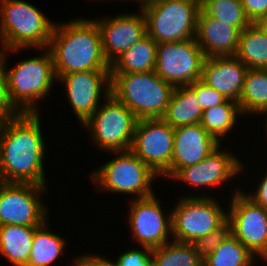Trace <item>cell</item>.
Here are the masks:
<instances>
[{
  "label": "cell",
  "mask_w": 267,
  "mask_h": 266,
  "mask_svg": "<svg viewBox=\"0 0 267 266\" xmlns=\"http://www.w3.org/2000/svg\"><path fill=\"white\" fill-rule=\"evenodd\" d=\"M48 49L56 79L68 73L111 69L103 53L101 33L95 20L76 19L61 26L56 24Z\"/></svg>",
  "instance_id": "7a4b0ae2"
},
{
  "label": "cell",
  "mask_w": 267,
  "mask_h": 266,
  "mask_svg": "<svg viewBox=\"0 0 267 266\" xmlns=\"http://www.w3.org/2000/svg\"><path fill=\"white\" fill-rule=\"evenodd\" d=\"M240 32L233 26L208 17L201 9L197 18L196 42L206 58L235 56Z\"/></svg>",
  "instance_id": "ffe728a7"
},
{
  "label": "cell",
  "mask_w": 267,
  "mask_h": 266,
  "mask_svg": "<svg viewBox=\"0 0 267 266\" xmlns=\"http://www.w3.org/2000/svg\"><path fill=\"white\" fill-rule=\"evenodd\" d=\"M157 43L146 34L111 64L110 73H139L154 70Z\"/></svg>",
  "instance_id": "603a6c76"
},
{
  "label": "cell",
  "mask_w": 267,
  "mask_h": 266,
  "mask_svg": "<svg viewBox=\"0 0 267 266\" xmlns=\"http://www.w3.org/2000/svg\"><path fill=\"white\" fill-rule=\"evenodd\" d=\"M129 218L133 236L142 246L157 248L168 243L172 235V214L163 216L160 202L154 195L132 200ZM170 231V232H169Z\"/></svg>",
  "instance_id": "5bb4252c"
},
{
  "label": "cell",
  "mask_w": 267,
  "mask_h": 266,
  "mask_svg": "<svg viewBox=\"0 0 267 266\" xmlns=\"http://www.w3.org/2000/svg\"><path fill=\"white\" fill-rule=\"evenodd\" d=\"M57 80H62L66 84L68 100L82 125L98 109L101 87L111 91L110 71L68 73L61 75Z\"/></svg>",
  "instance_id": "9a60e30c"
},
{
  "label": "cell",
  "mask_w": 267,
  "mask_h": 266,
  "mask_svg": "<svg viewBox=\"0 0 267 266\" xmlns=\"http://www.w3.org/2000/svg\"><path fill=\"white\" fill-rule=\"evenodd\" d=\"M248 67L236 56L206 58L200 80L222 93L227 99L239 101Z\"/></svg>",
  "instance_id": "ac0fdd59"
},
{
  "label": "cell",
  "mask_w": 267,
  "mask_h": 266,
  "mask_svg": "<svg viewBox=\"0 0 267 266\" xmlns=\"http://www.w3.org/2000/svg\"><path fill=\"white\" fill-rule=\"evenodd\" d=\"M244 12L251 23L267 15V0H241Z\"/></svg>",
  "instance_id": "e575fe53"
},
{
  "label": "cell",
  "mask_w": 267,
  "mask_h": 266,
  "mask_svg": "<svg viewBox=\"0 0 267 266\" xmlns=\"http://www.w3.org/2000/svg\"><path fill=\"white\" fill-rule=\"evenodd\" d=\"M0 35L3 49L48 48L54 23L33 5L21 0H1Z\"/></svg>",
  "instance_id": "277c9868"
},
{
  "label": "cell",
  "mask_w": 267,
  "mask_h": 266,
  "mask_svg": "<svg viewBox=\"0 0 267 266\" xmlns=\"http://www.w3.org/2000/svg\"><path fill=\"white\" fill-rule=\"evenodd\" d=\"M254 254L230 233L221 244L203 259V266H251Z\"/></svg>",
  "instance_id": "4316f807"
},
{
  "label": "cell",
  "mask_w": 267,
  "mask_h": 266,
  "mask_svg": "<svg viewBox=\"0 0 267 266\" xmlns=\"http://www.w3.org/2000/svg\"><path fill=\"white\" fill-rule=\"evenodd\" d=\"M46 223L35 231L27 266H49L63 252L65 240L49 232Z\"/></svg>",
  "instance_id": "484cf974"
},
{
  "label": "cell",
  "mask_w": 267,
  "mask_h": 266,
  "mask_svg": "<svg viewBox=\"0 0 267 266\" xmlns=\"http://www.w3.org/2000/svg\"><path fill=\"white\" fill-rule=\"evenodd\" d=\"M235 56L248 69H267V33L257 23L240 32Z\"/></svg>",
  "instance_id": "cb8c5ba5"
},
{
  "label": "cell",
  "mask_w": 267,
  "mask_h": 266,
  "mask_svg": "<svg viewBox=\"0 0 267 266\" xmlns=\"http://www.w3.org/2000/svg\"><path fill=\"white\" fill-rule=\"evenodd\" d=\"M45 186L0 181V226H41L46 222V208L38 193Z\"/></svg>",
  "instance_id": "7c38bea8"
},
{
  "label": "cell",
  "mask_w": 267,
  "mask_h": 266,
  "mask_svg": "<svg viewBox=\"0 0 267 266\" xmlns=\"http://www.w3.org/2000/svg\"><path fill=\"white\" fill-rule=\"evenodd\" d=\"M153 266H203L193 243L173 241L152 250Z\"/></svg>",
  "instance_id": "83f0119b"
},
{
  "label": "cell",
  "mask_w": 267,
  "mask_h": 266,
  "mask_svg": "<svg viewBox=\"0 0 267 266\" xmlns=\"http://www.w3.org/2000/svg\"><path fill=\"white\" fill-rule=\"evenodd\" d=\"M95 21L100 29L104 56L110 65L147 34L142 10L139 15L123 14Z\"/></svg>",
  "instance_id": "2e32d148"
},
{
  "label": "cell",
  "mask_w": 267,
  "mask_h": 266,
  "mask_svg": "<svg viewBox=\"0 0 267 266\" xmlns=\"http://www.w3.org/2000/svg\"><path fill=\"white\" fill-rule=\"evenodd\" d=\"M254 194V196L248 194V197L267 210V172Z\"/></svg>",
  "instance_id": "8d00e7d4"
},
{
  "label": "cell",
  "mask_w": 267,
  "mask_h": 266,
  "mask_svg": "<svg viewBox=\"0 0 267 266\" xmlns=\"http://www.w3.org/2000/svg\"><path fill=\"white\" fill-rule=\"evenodd\" d=\"M73 266H114L113 262L99 256H82L77 258Z\"/></svg>",
  "instance_id": "d590c367"
},
{
  "label": "cell",
  "mask_w": 267,
  "mask_h": 266,
  "mask_svg": "<svg viewBox=\"0 0 267 266\" xmlns=\"http://www.w3.org/2000/svg\"><path fill=\"white\" fill-rule=\"evenodd\" d=\"M257 24L267 33V15L263 16Z\"/></svg>",
  "instance_id": "74e56055"
},
{
  "label": "cell",
  "mask_w": 267,
  "mask_h": 266,
  "mask_svg": "<svg viewBox=\"0 0 267 266\" xmlns=\"http://www.w3.org/2000/svg\"><path fill=\"white\" fill-rule=\"evenodd\" d=\"M18 114L19 111L15 109L9 100L6 76L0 63V128Z\"/></svg>",
  "instance_id": "836d02e7"
},
{
  "label": "cell",
  "mask_w": 267,
  "mask_h": 266,
  "mask_svg": "<svg viewBox=\"0 0 267 266\" xmlns=\"http://www.w3.org/2000/svg\"><path fill=\"white\" fill-rule=\"evenodd\" d=\"M174 86L154 70L139 73H111V94L140 119L162 118Z\"/></svg>",
  "instance_id": "3957f363"
},
{
  "label": "cell",
  "mask_w": 267,
  "mask_h": 266,
  "mask_svg": "<svg viewBox=\"0 0 267 266\" xmlns=\"http://www.w3.org/2000/svg\"><path fill=\"white\" fill-rule=\"evenodd\" d=\"M200 9L208 17L229 24L239 32L251 24L241 0H200Z\"/></svg>",
  "instance_id": "f546056e"
},
{
  "label": "cell",
  "mask_w": 267,
  "mask_h": 266,
  "mask_svg": "<svg viewBox=\"0 0 267 266\" xmlns=\"http://www.w3.org/2000/svg\"><path fill=\"white\" fill-rule=\"evenodd\" d=\"M146 251L133 249L121 254L114 266H153L152 248L142 246Z\"/></svg>",
  "instance_id": "d6a6232c"
},
{
  "label": "cell",
  "mask_w": 267,
  "mask_h": 266,
  "mask_svg": "<svg viewBox=\"0 0 267 266\" xmlns=\"http://www.w3.org/2000/svg\"><path fill=\"white\" fill-rule=\"evenodd\" d=\"M261 113H267V109H265L264 111H262ZM267 124V123H266ZM266 127H267V125H266Z\"/></svg>",
  "instance_id": "ab89813d"
},
{
  "label": "cell",
  "mask_w": 267,
  "mask_h": 266,
  "mask_svg": "<svg viewBox=\"0 0 267 266\" xmlns=\"http://www.w3.org/2000/svg\"><path fill=\"white\" fill-rule=\"evenodd\" d=\"M230 233L231 225L227 219L219 228L213 230L206 236L200 237L193 244L199 256L205 259L210 253L215 251Z\"/></svg>",
  "instance_id": "4dcf8cb0"
},
{
  "label": "cell",
  "mask_w": 267,
  "mask_h": 266,
  "mask_svg": "<svg viewBox=\"0 0 267 266\" xmlns=\"http://www.w3.org/2000/svg\"><path fill=\"white\" fill-rule=\"evenodd\" d=\"M105 92L102 104L84 123L91 128L92 136L99 147L112 152L130 150L138 119L111 91Z\"/></svg>",
  "instance_id": "52a82bcc"
},
{
  "label": "cell",
  "mask_w": 267,
  "mask_h": 266,
  "mask_svg": "<svg viewBox=\"0 0 267 266\" xmlns=\"http://www.w3.org/2000/svg\"><path fill=\"white\" fill-rule=\"evenodd\" d=\"M231 233L249 251L267 259V210L237 191L228 213Z\"/></svg>",
  "instance_id": "4fadbf2b"
},
{
  "label": "cell",
  "mask_w": 267,
  "mask_h": 266,
  "mask_svg": "<svg viewBox=\"0 0 267 266\" xmlns=\"http://www.w3.org/2000/svg\"><path fill=\"white\" fill-rule=\"evenodd\" d=\"M140 10L146 18L147 34L157 44L196 36L200 0H150Z\"/></svg>",
  "instance_id": "8992f818"
},
{
  "label": "cell",
  "mask_w": 267,
  "mask_h": 266,
  "mask_svg": "<svg viewBox=\"0 0 267 266\" xmlns=\"http://www.w3.org/2000/svg\"><path fill=\"white\" fill-rule=\"evenodd\" d=\"M219 142L200 123L174 128L171 177L180 169L203 161Z\"/></svg>",
  "instance_id": "e0dca14e"
},
{
  "label": "cell",
  "mask_w": 267,
  "mask_h": 266,
  "mask_svg": "<svg viewBox=\"0 0 267 266\" xmlns=\"http://www.w3.org/2000/svg\"><path fill=\"white\" fill-rule=\"evenodd\" d=\"M202 114L195 91L189 85L178 86L174 88L162 119L177 128L200 123Z\"/></svg>",
  "instance_id": "44dd1931"
},
{
  "label": "cell",
  "mask_w": 267,
  "mask_h": 266,
  "mask_svg": "<svg viewBox=\"0 0 267 266\" xmlns=\"http://www.w3.org/2000/svg\"><path fill=\"white\" fill-rule=\"evenodd\" d=\"M174 128L162 118L137 121L130 150L157 175L171 177Z\"/></svg>",
  "instance_id": "8fae6325"
},
{
  "label": "cell",
  "mask_w": 267,
  "mask_h": 266,
  "mask_svg": "<svg viewBox=\"0 0 267 266\" xmlns=\"http://www.w3.org/2000/svg\"><path fill=\"white\" fill-rule=\"evenodd\" d=\"M40 226L1 225L0 253L15 266H27L35 231Z\"/></svg>",
  "instance_id": "7402d4cb"
},
{
  "label": "cell",
  "mask_w": 267,
  "mask_h": 266,
  "mask_svg": "<svg viewBox=\"0 0 267 266\" xmlns=\"http://www.w3.org/2000/svg\"><path fill=\"white\" fill-rule=\"evenodd\" d=\"M38 113H19L0 128V181L45 186V142Z\"/></svg>",
  "instance_id": "6da1fadb"
},
{
  "label": "cell",
  "mask_w": 267,
  "mask_h": 266,
  "mask_svg": "<svg viewBox=\"0 0 267 266\" xmlns=\"http://www.w3.org/2000/svg\"><path fill=\"white\" fill-rule=\"evenodd\" d=\"M117 158L104 164L91 177L100 188L137 195L136 199L154 195L150 189L156 173L142 162L131 150L118 151Z\"/></svg>",
  "instance_id": "ba28073f"
},
{
  "label": "cell",
  "mask_w": 267,
  "mask_h": 266,
  "mask_svg": "<svg viewBox=\"0 0 267 266\" xmlns=\"http://www.w3.org/2000/svg\"><path fill=\"white\" fill-rule=\"evenodd\" d=\"M205 59L195 38L158 43L154 71L174 87L187 86L200 80Z\"/></svg>",
  "instance_id": "30bf717a"
},
{
  "label": "cell",
  "mask_w": 267,
  "mask_h": 266,
  "mask_svg": "<svg viewBox=\"0 0 267 266\" xmlns=\"http://www.w3.org/2000/svg\"><path fill=\"white\" fill-rule=\"evenodd\" d=\"M239 106L243 113H261L267 109V69H248Z\"/></svg>",
  "instance_id": "d4e9b609"
},
{
  "label": "cell",
  "mask_w": 267,
  "mask_h": 266,
  "mask_svg": "<svg viewBox=\"0 0 267 266\" xmlns=\"http://www.w3.org/2000/svg\"><path fill=\"white\" fill-rule=\"evenodd\" d=\"M171 214L174 241L182 243H194L228 219L214 199L201 196L183 198Z\"/></svg>",
  "instance_id": "9c48e42d"
},
{
  "label": "cell",
  "mask_w": 267,
  "mask_h": 266,
  "mask_svg": "<svg viewBox=\"0 0 267 266\" xmlns=\"http://www.w3.org/2000/svg\"><path fill=\"white\" fill-rule=\"evenodd\" d=\"M141 1V3H143L141 6V8H144V6L150 1V0H138Z\"/></svg>",
  "instance_id": "f35d334b"
},
{
  "label": "cell",
  "mask_w": 267,
  "mask_h": 266,
  "mask_svg": "<svg viewBox=\"0 0 267 266\" xmlns=\"http://www.w3.org/2000/svg\"><path fill=\"white\" fill-rule=\"evenodd\" d=\"M6 52L0 56V63L6 76L7 92L11 104L19 113H37L35 100L45 97L51 90L54 78L56 80L50 50L47 48L46 53L41 57L22 60L7 71L4 61Z\"/></svg>",
  "instance_id": "5b68a950"
},
{
  "label": "cell",
  "mask_w": 267,
  "mask_h": 266,
  "mask_svg": "<svg viewBox=\"0 0 267 266\" xmlns=\"http://www.w3.org/2000/svg\"><path fill=\"white\" fill-rule=\"evenodd\" d=\"M238 113L242 114L239 103L227 99L224 103L203 111L200 124L217 141H221L220 137L233 127Z\"/></svg>",
  "instance_id": "f1b7e54d"
},
{
  "label": "cell",
  "mask_w": 267,
  "mask_h": 266,
  "mask_svg": "<svg viewBox=\"0 0 267 266\" xmlns=\"http://www.w3.org/2000/svg\"><path fill=\"white\" fill-rule=\"evenodd\" d=\"M242 168L237 158L229 152L219 151V146L203 161L180 169L173 177L194 186H216Z\"/></svg>",
  "instance_id": "d6986e66"
},
{
  "label": "cell",
  "mask_w": 267,
  "mask_h": 266,
  "mask_svg": "<svg viewBox=\"0 0 267 266\" xmlns=\"http://www.w3.org/2000/svg\"><path fill=\"white\" fill-rule=\"evenodd\" d=\"M189 86L195 91L203 111L220 105L227 100L222 93L208 86L201 80H197Z\"/></svg>",
  "instance_id": "1f68e13d"
}]
</instances>
